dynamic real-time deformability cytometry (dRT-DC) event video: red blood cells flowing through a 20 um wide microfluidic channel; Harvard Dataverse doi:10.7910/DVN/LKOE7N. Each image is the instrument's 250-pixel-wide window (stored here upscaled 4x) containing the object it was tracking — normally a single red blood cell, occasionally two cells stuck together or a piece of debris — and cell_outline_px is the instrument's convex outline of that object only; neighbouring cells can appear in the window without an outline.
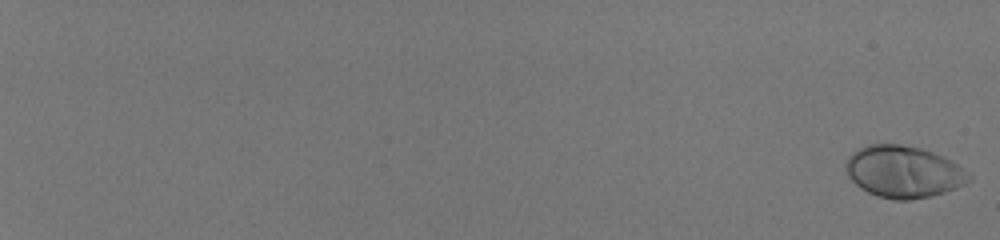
{"species": "human", "species_latin": "Homo sapiens", "temperature_condition": "room temperature", "stored_images_in_passage": 57, "camera_frame_rate_fps": 3000, "um_per_image_px": 0.085, "donor": {"sex": "male"}, "frame": {"image": 1, "passage_image": 1, "time_ms": 0.0, "image_size_px": [1000, 240], "cell_outline_px": [[972, 176], [964, 184], [956, 188], [944, 192], [928, 196], [908, 200], [896, 200], [880, 196], [868, 192], [860, 188], [848, 176], [844, 164], [848, 156], [852, 152], [868, 144], [900, 144], [920, 148], [932, 152], [956, 164], [968, 172]], "centroid_in_image_um": [76.75, 14.59], "position_along_channel_um": 8.2, "area_um2": 36.82}}
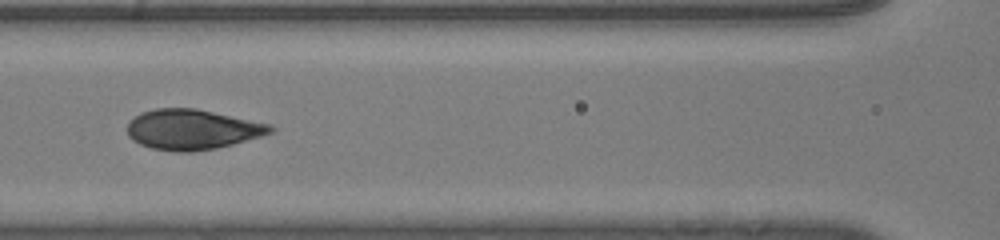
{"frame": {"image": 2, "passage_image": 33, "time_ms": 10.667, "image_size_px": [1000, 240], "cell_outline_px": [[276, 128], [272, 132], [260, 136], [232, 144], [216, 148], [192, 152], [176, 152], [152, 148], [140, 144], [132, 140], [128, 136], [128, 120], [140, 112], [156, 108], [196, 108], [272, 124]], "centroid_in_image_um": [16.32, 11.0], "position_along_channel_um": 150.3, "area_um2": 33.7}}
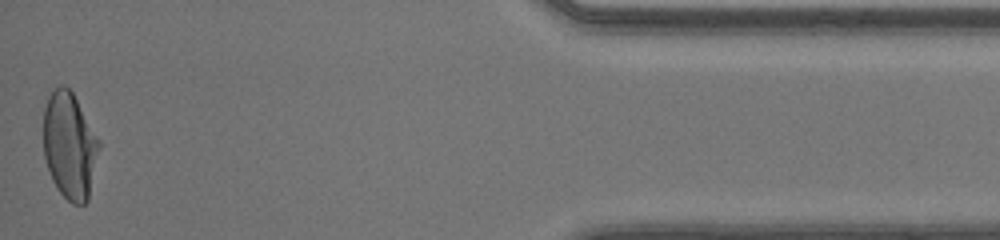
{"frame": {"image": 3, "passage_image": 57, "time_ms": 18.667, "image_size_px": [1000, 240], "cell_outline_px": [[100, 148], [88, 200], [84, 204], [72, 204], [56, 188], [52, 180], [44, 156], [44, 108], [48, 96], [60, 84], [64, 84], [72, 92], [100, 140]], "centroid_in_image_um": [5.92, 12.38], "position_along_channel_um": 429.3, "area_um2": 34.56}, "authors_computed_cell_mechanics": {"area_um2": 34.2754, "velocity_mm_per_s": 4.1456, "shape_relaxation_time_tau1_ms": 4.8847, "shape_relaxation_time_tau2_ms": null, "deformation_change_tau1": 0.2188, "deformation_change_tau2": null}}